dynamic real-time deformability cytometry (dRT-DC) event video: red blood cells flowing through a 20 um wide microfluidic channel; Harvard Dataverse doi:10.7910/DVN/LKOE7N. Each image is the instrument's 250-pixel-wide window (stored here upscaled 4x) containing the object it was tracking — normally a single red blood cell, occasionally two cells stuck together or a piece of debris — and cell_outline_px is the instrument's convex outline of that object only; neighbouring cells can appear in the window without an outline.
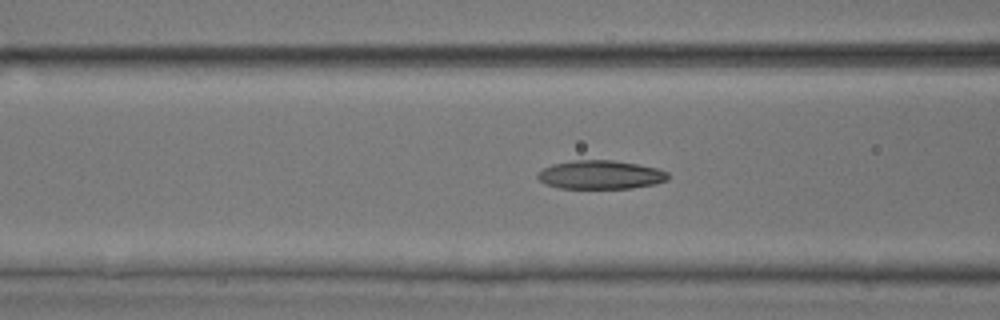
{"species": "common noctule bat (a hibernating species)", "species_latin": "Nyctalus noctula", "temperature_condition": "room temperature", "stored_images_in_passage": 43, "camera_frame_rate_fps": 3000, "um_per_image_px": 0.085, "animal": {"sex": "male", "body_mass_g": 17.9, "forearm_length_mm": 54.2}, "frame": {"image": 1, "passage_image": 21, "time_ms": 6.667, "image_size_px": [1000, 320], "cell_outline_px": [[668, 180], [656, 184], [632, 188], [560, 188], [544, 184], [536, 176], [544, 168], [552, 164], [572, 160], [612, 160], [636, 164], [656, 168], [668, 172]], "centroid_in_image_um": [51.04, 14.86], "position_along_channel_um": 115.6, "area_um2": 21.73}}
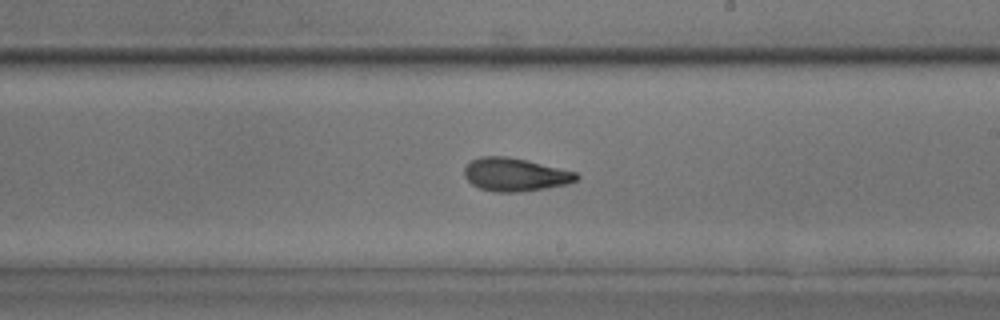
{"frame": {"image": 2, "passage_image": 31, "time_ms": 10.0, "image_size_px": [1000, 320], "cell_outline_px": [[580, 176], [576, 180], [568, 184], [520, 192], [492, 192], [480, 188], [472, 184], [464, 176], [464, 168], [472, 160], [480, 156], [508, 156], [576, 172]], "centroid_in_image_um": [43.76, 14.84], "position_along_channel_um": 245.2, "area_um2": 21.56}}
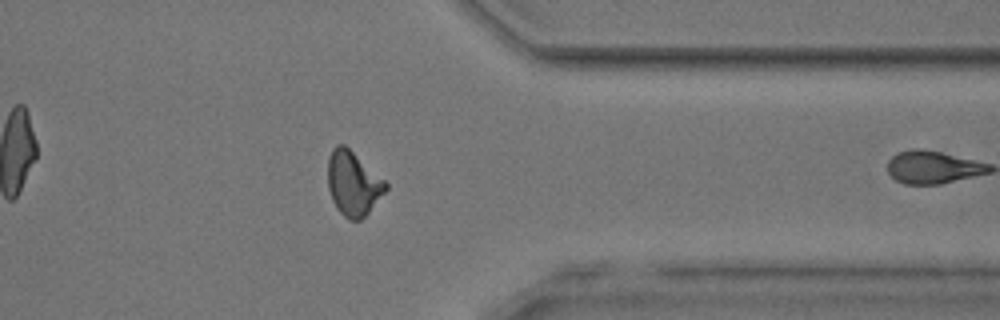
{"frame": {"image": 3, "passage_image": 42, "time_ms": 13.667, "image_size_px": [1000, 320], "cell_outline_px": [[388, 188], [368, 212], [360, 220], [348, 220], [336, 208], [332, 200], [328, 188], [328, 156], [332, 148], [336, 144], [344, 144], [384, 180], [388, 184]], "centroid_in_image_um": [29.99, 15.59], "position_along_channel_um": 381.4, "area_um2": 21.5}}